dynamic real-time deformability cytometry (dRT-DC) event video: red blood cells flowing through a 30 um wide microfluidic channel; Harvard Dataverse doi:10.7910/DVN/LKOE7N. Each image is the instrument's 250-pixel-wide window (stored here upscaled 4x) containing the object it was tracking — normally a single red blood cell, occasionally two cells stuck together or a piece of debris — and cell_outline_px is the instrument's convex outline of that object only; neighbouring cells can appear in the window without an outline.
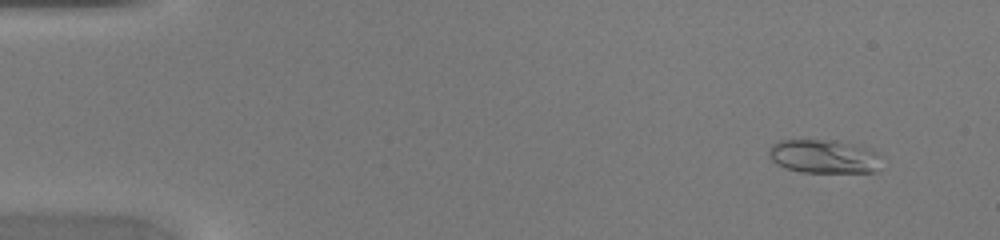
{"species": "common noctule bat (a hibernating species)", "species_latin": "Nyctalus noctula", "temperature_condition": "warm", "stored_images_in_passage": 47, "camera_frame_rate_fps": 3000, "um_per_image_px": 0.085, "animal": {"sex": "female", "body_mass_g": 20.0, "forearm_length_mm": 54.0}, "frame": {"image": 1, "passage_image": 4, "time_ms": 1.0, "image_size_px": [1000, 240], "cell_outline_px": [[884, 156], [876, 172], [800, 172], [776, 164], [768, 156], [768, 148], [772, 144], [780, 140], [836, 140], [856, 144], [872, 148]], "centroid_in_image_um": [70.09, 13.28], "position_along_channel_um": 14.9, "area_um2": 22.66}}
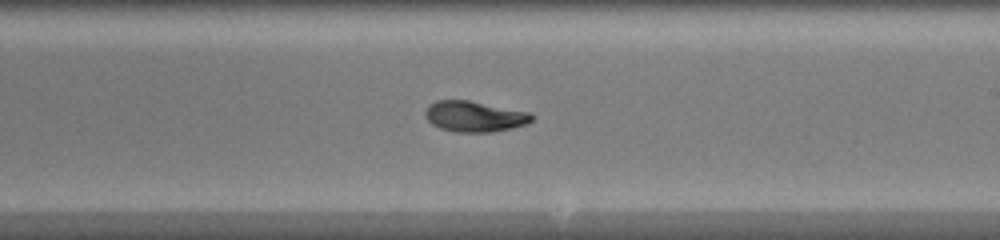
{"frame": {"image": 2, "passage_image": 28, "time_ms": 9.0, "image_size_px": [1000, 240], "cell_outline_px": [[536, 116], [528, 124], [512, 128], [492, 132], [456, 132], [440, 128], [432, 124], [424, 116], [424, 112], [428, 104], [436, 100], [468, 100], [532, 112]], "centroid_in_image_um": [40.36, 9.89], "position_along_channel_um": 248.6, "area_um2": 19.42}}
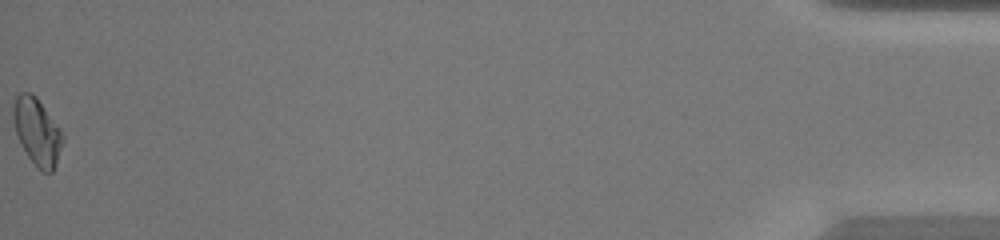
{"frame": {"image": 3, "passage_image": 47, "time_ms": 15.333, "image_size_px": [1000, 240], "cell_outline_px": [[64, 140], [56, 164], [52, 172], [44, 172], [28, 156], [16, 132], [12, 120], [12, 108], [16, 96], [20, 92], [28, 92], [36, 96], [60, 128], [64, 136]], "centroid_in_image_um": [3.16, 11.14], "position_along_channel_um": 432.0, "area_um2": 19.02}}